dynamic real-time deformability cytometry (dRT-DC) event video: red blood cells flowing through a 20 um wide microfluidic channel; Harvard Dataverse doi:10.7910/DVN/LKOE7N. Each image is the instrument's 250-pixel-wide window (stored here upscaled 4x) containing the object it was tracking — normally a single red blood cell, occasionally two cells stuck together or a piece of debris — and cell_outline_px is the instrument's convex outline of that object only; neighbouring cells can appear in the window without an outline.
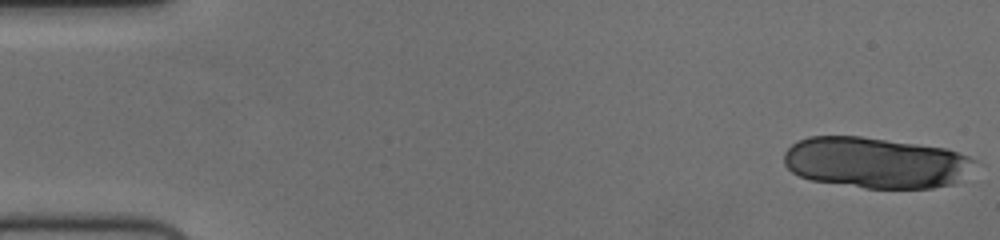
{"species": "human", "species_latin": "Homo sapiens", "temperature_condition": "cold", "stored_images_in_passage": 9, "camera_frame_rate_fps": 3000, "um_per_image_px": 0.085, "donor": {"sex": "female"}, "frame": {"image": 1, "passage_image": 1, "time_ms": 0.0, "image_size_px": [1000, 240], "cell_outline_px": [[976, 160], [952, 184], [932, 188], [864, 188], [812, 180], [800, 176], [792, 172], [784, 164], [784, 152], [796, 140], [808, 136], [860, 136], [944, 148], [968, 156]], "centroid_in_image_um": [74.32, 13.82], "position_along_channel_um": 10.7, "area_um2": 56.01}}